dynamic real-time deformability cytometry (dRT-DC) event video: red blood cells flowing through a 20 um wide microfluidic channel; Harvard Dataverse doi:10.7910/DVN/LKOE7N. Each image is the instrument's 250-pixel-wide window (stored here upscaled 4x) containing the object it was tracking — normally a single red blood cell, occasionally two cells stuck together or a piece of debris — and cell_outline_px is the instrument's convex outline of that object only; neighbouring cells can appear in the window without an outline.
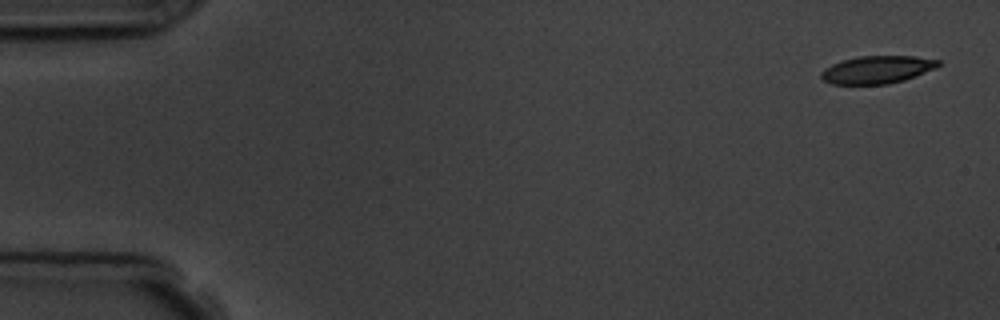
{"species": "common noctule bat (a hibernating species)", "species_latin": "Nyctalus noctula", "temperature_condition": "room temperature", "stored_images_in_passage": 5, "camera_frame_rate_fps": 3000, "um_per_image_px": 0.085, "animal": {"sex": "male", "body_mass_g": 19.5, "forearm_length_mm": 54.6}, "frame": {"image": 1, "passage_image": 1, "time_ms": 0.0, "image_size_px": [1000, 320], "cell_outline_px": [[940, 64], [936, 68], [904, 80], [888, 84], [832, 84], [824, 80], [820, 76], [820, 72], [824, 68], [832, 64], [844, 60], [860, 56], [916, 56], [940, 60]], "centroid_in_image_um": [74.56, 5.92], "position_along_channel_um": 10.4, "area_um2": 18.84}}
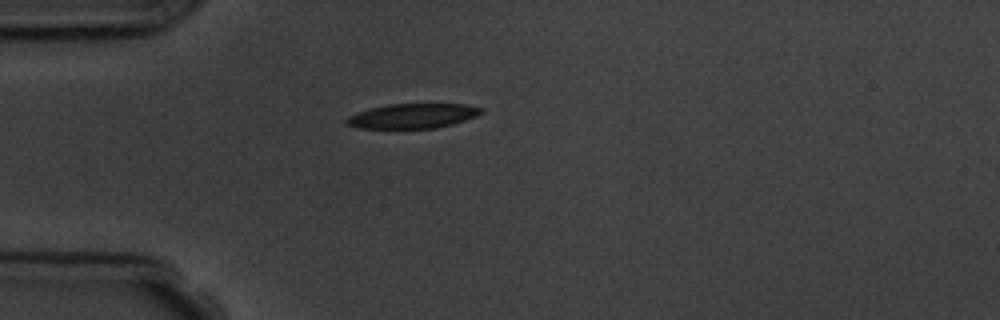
{"frame": {"image": 2, "passage_image": 4, "time_ms": 4.333, "image_size_px": [1000, 320], "cell_outline_px": [[484, 112], [476, 116], [452, 124], [436, 128], [360, 128], [348, 124], [344, 120], [348, 116], [372, 108], [388, 104], [464, 104], [484, 108]], "centroid_in_image_um": [35.12, 9.85], "position_along_channel_um": 49.9, "area_um2": 19.19}}